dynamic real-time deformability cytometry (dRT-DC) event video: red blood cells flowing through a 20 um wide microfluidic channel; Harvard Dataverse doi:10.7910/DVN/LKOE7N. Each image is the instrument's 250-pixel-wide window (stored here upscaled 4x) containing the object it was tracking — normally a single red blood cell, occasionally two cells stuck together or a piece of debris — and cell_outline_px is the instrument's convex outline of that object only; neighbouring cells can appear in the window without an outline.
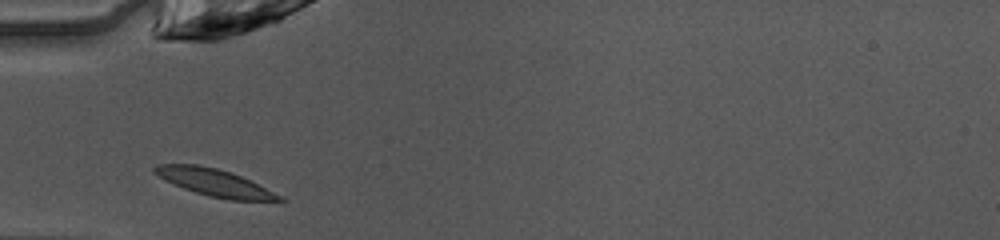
{"species": "common noctule bat (a hibernating species)", "species_latin": "Nyctalus noctula", "temperature_condition": "warm", "stored_images_in_passage": 27, "camera_frame_rate_fps": 3000, "um_per_image_px": 0.085, "animal": {"sex": "female", "body_mass_g": 10.0, "forearm_length_mm": 53.1}, "frame": {"image": 1, "passage_image": 1, "time_ms": 0.0, "image_size_px": [1000, 240], "cell_outline_px": [[288, 200], [284, 204], [228, 200], [208, 196], [184, 188], [152, 172], [152, 168], [156, 164], [196, 164], [216, 168], [240, 176]], "centroid_in_image_um": [18.37, 15.58], "position_along_channel_um": 66.6, "area_um2": 19.88}}
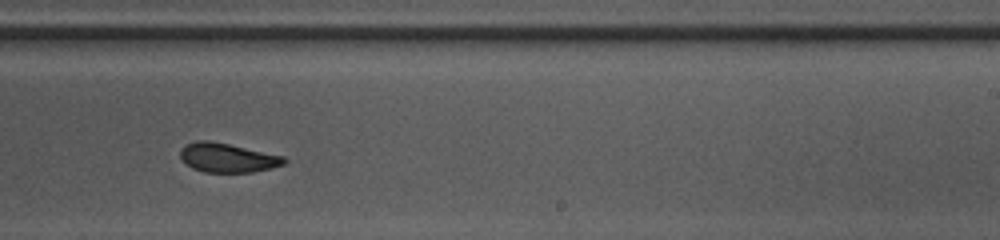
{"frame": {"image": 2, "passage_image": 16, "time_ms": 5.0, "image_size_px": [1000, 240], "cell_outline_px": [[288, 160], [284, 164], [272, 168], [252, 172], [204, 172], [192, 168], [184, 164], [180, 160], [180, 148], [184, 144], [196, 140], [208, 140], [228, 144], [284, 156]], "centroid_in_image_um": [19.28, 13.4], "position_along_channel_um": 269.7, "area_um2": 17.86}}
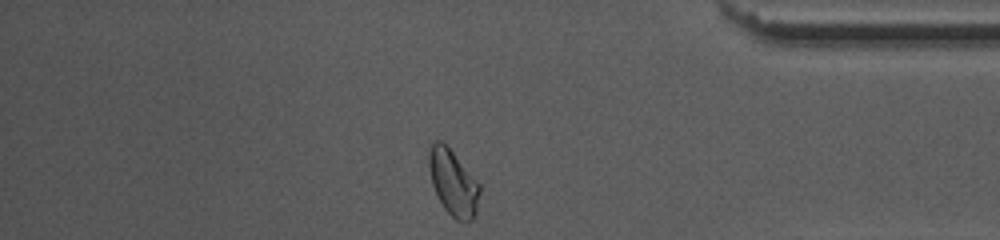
{"frame": {"image": 3, "passage_image": 27, "time_ms": 8.667, "image_size_px": [1000, 240], "cell_outline_px": [[480, 192], [476, 212], [472, 220], [456, 220], [444, 208], [436, 196], [432, 184], [428, 168], [428, 156], [432, 140], [444, 140], [480, 184]], "centroid_in_image_um": [38.49, 15.46], "position_along_channel_um": 396.7, "area_um2": 19.77}, "authors_computed_cell_mechanics": {"area_um2": 18.207, "velocity_mm_per_s": 4.0691, "shape_relaxation_time_tau1_ms": 6.8076, "shape_relaxation_time_tau2_ms": 2.9462, "deformation_change_tau1": 0.1904, "deformation_change_tau2": 0.0846}}